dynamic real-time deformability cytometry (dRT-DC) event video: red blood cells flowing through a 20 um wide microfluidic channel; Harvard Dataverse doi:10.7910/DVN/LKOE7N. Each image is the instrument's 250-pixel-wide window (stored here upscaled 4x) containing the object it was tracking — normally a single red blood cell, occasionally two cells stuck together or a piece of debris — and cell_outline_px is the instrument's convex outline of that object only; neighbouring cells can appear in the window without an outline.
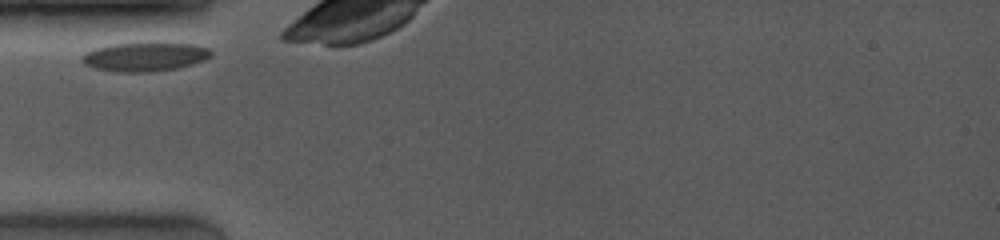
{"species": "common noctule bat (a hibernating species)", "species_latin": "Nyctalus noctula", "temperature_condition": "room temperature", "stored_images_in_passage": 4, "camera_frame_rate_fps": 4000, "um_per_image_px": 0.085, "animal": {"sex": "female", "body_mass_g": 19.0, "forearm_length_mm": 53.3}, "frame": {"image": 1, "passage_image": 1, "time_ms": 0.0, "image_size_px": [1000, 240], "cell_outline_px": [[212, 56], [204, 60], [192, 64], [176, 68], [156, 72], [116, 72], [96, 68], [84, 64], [80, 60], [80, 56], [84, 52], [96, 48], [112, 44], [196, 44], [208, 48], [212, 52]], "centroid_in_image_um": [12.28, 4.85], "position_along_channel_um": 72.7, "area_um2": 21.56}}